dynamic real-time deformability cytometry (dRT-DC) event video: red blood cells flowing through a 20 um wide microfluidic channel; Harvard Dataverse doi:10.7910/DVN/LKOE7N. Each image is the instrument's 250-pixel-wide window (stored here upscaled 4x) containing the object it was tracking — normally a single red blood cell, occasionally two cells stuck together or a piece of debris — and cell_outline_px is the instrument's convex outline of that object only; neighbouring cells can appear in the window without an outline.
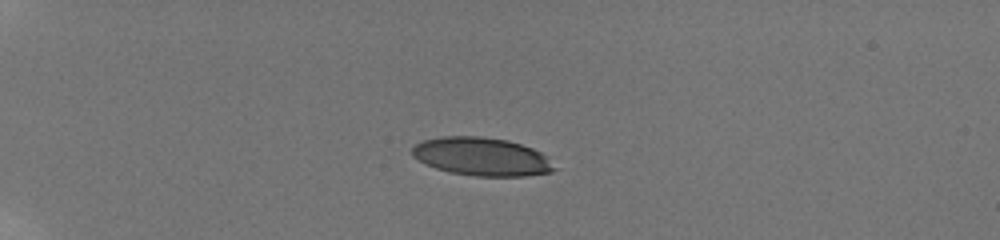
{"species": "human", "species_latin": "Homo sapiens", "temperature_condition": "room temperature", "stored_images_in_passage": 52, "camera_frame_rate_fps": 3000, "um_per_image_px": 0.085, "donor": {"sex": "male"}, "frame": {"image": 1, "passage_image": 1, "time_ms": 0.0, "image_size_px": [1000, 240], "cell_outline_px": [[556, 168], [552, 172], [524, 176], [476, 176], [448, 172], [424, 164], [412, 156], [412, 148], [416, 144], [424, 140], [444, 136], [480, 136], [508, 140], [532, 148], [548, 156]], "centroid_in_image_um": [40.95, 13.32], "position_along_channel_um": 44.1, "area_um2": 31.79}}
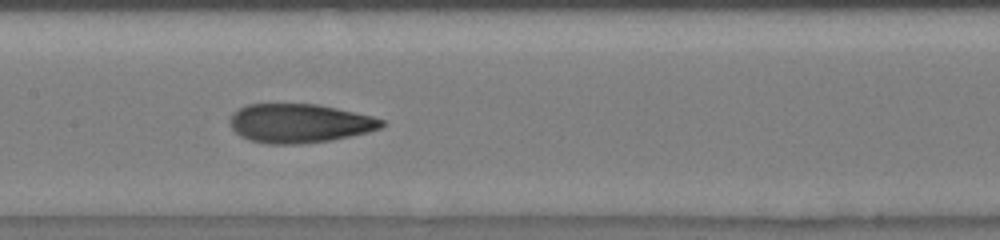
{"frame": {"image": 2, "passage_image": 19, "time_ms": 5.333, "image_size_px": [1000, 240], "cell_outline_px": [[388, 124], [380, 128], [368, 132], [332, 140], [300, 144], [268, 144], [248, 140], [240, 136], [232, 128], [228, 120], [232, 112], [248, 104], [316, 104], [372, 116], [384, 120]], "centroid_in_image_um": [25.44, 10.49], "position_along_channel_um": 182.0, "area_um2": 34.56}}
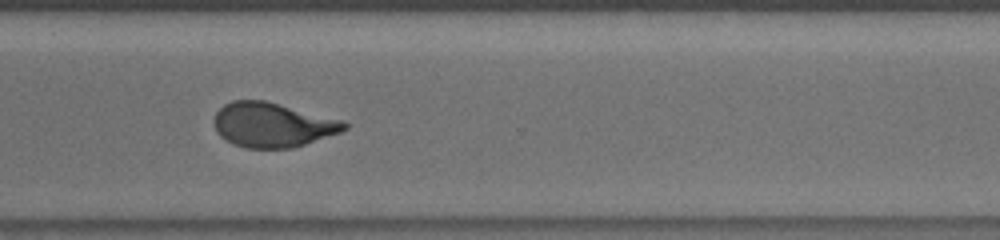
{"frame": {"image": 3, "passage_image": 33, "time_ms": 9.667, "image_size_px": [1000, 240], "cell_outline_px": [[348, 128], [340, 132], [292, 148], [244, 148], [232, 144], [220, 136], [216, 132], [212, 120], [216, 112], [224, 104], [232, 100], [264, 100], [280, 104], [340, 120], [348, 124]], "centroid_in_image_um": [23.09, 10.62], "position_along_channel_um": 347.5, "area_um2": 33.7}, "authors_computed_cell_mechanics": {"area_um2": 34.2176, "velocity_mm_per_s": 3.8348, "shape_relaxation_time_tau1_ms": 5.8222, "shape_relaxation_time_tau2_ms": 1.4561, "deformation_change_tau1": 0.2217, "deformation_change_tau2": 0.0865}}